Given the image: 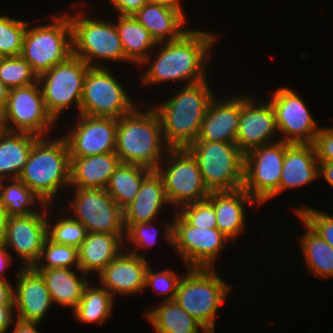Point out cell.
I'll return each mask as SVG.
<instances>
[{
    "mask_svg": "<svg viewBox=\"0 0 333 333\" xmlns=\"http://www.w3.org/2000/svg\"><path fill=\"white\" fill-rule=\"evenodd\" d=\"M239 95V96H238ZM210 101L196 141L235 143L241 115V95Z\"/></svg>",
    "mask_w": 333,
    "mask_h": 333,
    "instance_id": "22",
    "label": "cell"
},
{
    "mask_svg": "<svg viewBox=\"0 0 333 333\" xmlns=\"http://www.w3.org/2000/svg\"><path fill=\"white\" fill-rule=\"evenodd\" d=\"M149 1H152V2L158 3L160 5L174 9V10L180 12L186 19H188L186 16V13L182 7L183 3H181V0H149Z\"/></svg>",
    "mask_w": 333,
    "mask_h": 333,
    "instance_id": "52",
    "label": "cell"
},
{
    "mask_svg": "<svg viewBox=\"0 0 333 333\" xmlns=\"http://www.w3.org/2000/svg\"><path fill=\"white\" fill-rule=\"evenodd\" d=\"M150 260L123 249L98 275V283L114 298L132 296L146 290V270Z\"/></svg>",
    "mask_w": 333,
    "mask_h": 333,
    "instance_id": "21",
    "label": "cell"
},
{
    "mask_svg": "<svg viewBox=\"0 0 333 333\" xmlns=\"http://www.w3.org/2000/svg\"><path fill=\"white\" fill-rule=\"evenodd\" d=\"M259 103L251 94L241 95V115L235 143L244 154L280 140L271 102Z\"/></svg>",
    "mask_w": 333,
    "mask_h": 333,
    "instance_id": "18",
    "label": "cell"
},
{
    "mask_svg": "<svg viewBox=\"0 0 333 333\" xmlns=\"http://www.w3.org/2000/svg\"><path fill=\"white\" fill-rule=\"evenodd\" d=\"M1 129L25 132L39 137L52 136L57 123L47 112L37 82L9 90L7 106L0 117Z\"/></svg>",
    "mask_w": 333,
    "mask_h": 333,
    "instance_id": "13",
    "label": "cell"
},
{
    "mask_svg": "<svg viewBox=\"0 0 333 333\" xmlns=\"http://www.w3.org/2000/svg\"><path fill=\"white\" fill-rule=\"evenodd\" d=\"M156 43L180 39L187 31V19L178 11L149 1L132 15Z\"/></svg>",
    "mask_w": 333,
    "mask_h": 333,
    "instance_id": "26",
    "label": "cell"
},
{
    "mask_svg": "<svg viewBox=\"0 0 333 333\" xmlns=\"http://www.w3.org/2000/svg\"><path fill=\"white\" fill-rule=\"evenodd\" d=\"M151 171L139 165L120 162L111 175L105 190L124 209L135 199L143 179Z\"/></svg>",
    "mask_w": 333,
    "mask_h": 333,
    "instance_id": "35",
    "label": "cell"
},
{
    "mask_svg": "<svg viewBox=\"0 0 333 333\" xmlns=\"http://www.w3.org/2000/svg\"><path fill=\"white\" fill-rule=\"evenodd\" d=\"M14 323L15 325H12L14 327H11L12 328L11 333H40L37 327L41 323L25 322V321H20L18 319L14 320Z\"/></svg>",
    "mask_w": 333,
    "mask_h": 333,
    "instance_id": "50",
    "label": "cell"
},
{
    "mask_svg": "<svg viewBox=\"0 0 333 333\" xmlns=\"http://www.w3.org/2000/svg\"><path fill=\"white\" fill-rule=\"evenodd\" d=\"M46 238L47 204L37 213L8 217L2 243L22 260L21 267H33L40 259Z\"/></svg>",
    "mask_w": 333,
    "mask_h": 333,
    "instance_id": "17",
    "label": "cell"
},
{
    "mask_svg": "<svg viewBox=\"0 0 333 333\" xmlns=\"http://www.w3.org/2000/svg\"><path fill=\"white\" fill-rule=\"evenodd\" d=\"M35 269L79 268L78 249L46 238Z\"/></svg>",
    "mask_w": 333,
    "mask_h": 333,
    "instance_id": "38",
    "label": "cell"
},
{
    "mask_svg": "<svg viewBox=\"0 0 333 333\" xmlns=\"http://www.w3.org/2000/svg\"><path fill=\"white\" fill-rule=\"evenodd\" d=\"M319 179V162L313 144L285 142V158L279 193L300 188Z\"/></svg>",
    "mask_w": 333,
    "mask_h": 333,
    "instance_id": "25",
    "label": "cell"
},
{
    "mask_svg": "<svg viewBox=\"0 0 333 333\" xmlns=\"http://www.w3.org/2000/svg\"><path fill=\"white\" fill-rule=\"evenodd\" d=\"M156 305L143 313L154 333H202L205 330L175 300L159 301Z\"/></svg>",
    "mask_w": 333,
    "mask_h": 333,
    "instance_id": "31",
    "label": "cell"
},
{
    "mask_svg": "<svg viewBox=\"0 0 333 333\" xmlns=\"http://www.w3.org/2000/svg\"><path fill=\"white\" fill-rule=\"evenodd\" d=\"M304 233L297 239L304 258V268L323 281L333 277V247L325 242L298 215Z\"/></svg>",
    "mask_w": 333,
    "mask_h": 333,
    "instance_id": "32",
    "label": "cell"
},
{
    "mask_svg": "<svg viewBox=\"0 0 333 333\" xmlns=\"http://www.w3.org/2000/svg\"><path fill=\"white\" fill-rule=\"evenodd\" d=\"M163 224V237L174 248L188 268H214L216 261L231 240L217 228L190 225L177 211Z\"/></svg>",
    "mask_w": 333,
    "mask_h": 333,
    "instance_id": "7",
    "label": "cell"
},
{
    "mask_svg": "<svg viewBox=\"0 0 333 333\" xmlns=\"http://www.w3.org/2000/svg\"><path fill=\"white\" fill-rule=\"evenodd\" d=\"M13 283L0 280V306H14Z\"/></svg>",
    "mask_w": 333,
    "mask_h": 333,
    "instance_id": "48",
    "label": "cell"
},
{
    "mask_svg": "<svg viewBox=\"0 0 333 333\" xmlns=\"http://www.w3.org/2000/svg\"><path fill=\"white\" fill-rule=\"evenodd\" d=\"M186 268L179 281L175 301L206 330L215 332L221 305L231 293V284L216 268Z\"/></svg>",
    "mask_w": 333,
    "mask_h": 333,
    "instance_id": "5",
    "label": "cell"
},
{
    "mask_svg": "<svg viewBox=\"0 0 333 333\" xmlns=\"http://www.w3.org/2000/svg\"><path fill=\"white\" fill-rule=\"evenodd\" d=\"M190 225L202 228H217L214 204L207 198L203 201L181 206L176 210Z\"/></svg>",
    "mask_w": 333,
    "mask_h": 333,
    "instance_id": "44",
    "label": "cell"
},
{
    "mask_svg": "<svg viewBox=\"0 0 333 333\" xmlns=\"http://www.w3.org/2000/svg\"><path fill=\"white\" fill-rule=\"evenodd\" d=\"M7 219L8 215L6 213V209L0 201V243H2L4 239Z\"/></svg>",
    "mask_w": 333,
    "mask_h": 333,
    "instance_id": "54",
    "label": "cell"
},
{
    "mask_svg": "<svg viewBox=\"0 0 333 333\" xmlns=\"http://www.w3.org/2000/svg\"><path fill=\"white\" fill-rule=\"evenodd\" d=\"M0 201L6 209L8 217L27 216L37 213L46 205L41 198L18 178L2 179Z\"/></svg>",
    "mask_w": 333,
    "mask_h": 333,
    "instance_id": "36",
    "label": "cell"
},
{
    "mask_svg": "<svg viewBox=\"0 0 333 333\" xmlns=\"http://www.w3.org/2000/svg\"><path fill=\"white\" fill-rule=\"evenodd\" d=\"M285 142L277 141L244 154L242 188L261 206L279 195Z\"/></svg>",
    "mask_w": 333,
    "mask_h": 333,
    "instance_id": "14",
    "label": "cell"
},
{
    "mask_svg": "<svg viewBox=\"0 0 333 333\" xmlns=\"http://www.w3.org/2000/svg\"><path fill=\"white\" fill-rule=\"evenodd\" d=\"M14 306H0V333H7L15 320Z\"/></svg>",
    "mask_w": 333,
    "mask_h": 333,
    "instance_id": "47",
    "label": "cell"
},
{
    "mask_svg": "<svg viewBox=\"0 0 333 333\" xmlns=\"http://www.w3.org/2000/svg\"><path fill=\"white\" fill-rule=\"evenodd\" d=\"M164 207L172 206L166 197L164 183L157 170H152L142 181L135 199L123 209L124 224L154 222L162 218Z\"/></svg>",
    "mask_w": 333,
    "mask_h": 333,
    "instance_id": "24",
    "label": "cell"
},
{
    "mask_svg": "<svg viewBox=\"0 0 333 333\" xmlns=\"http://www.w3.org/2000/svg\"><path fill=\"white\" fill-rule=\"evenodd\" d=\"M0 15V51L5 57L20 56L28 20Z\"/></svg>",
    "mask_w": 333,
    "mask_h": 333,
    "instance_id": "39",
    "label": "cell"
},
{
    "mask_svg": "<svg viewBox=\"0 0 333 333\" xmlns=\"http://www.w3.org/2000/svg\"><path fill=\"white\" fill-rule=\"evenodd\" d=\"M137 107L117 119L115 153L122 163L156 170L169 149L160 118L152 106L146 110Z\"/></svg>",
    "mask_w": 333,
    "mask_h": 333,
    "instance_id": "3",
    "label": "cell"
},
{
    "mask_svg": "<svg viewBox=\"0 0 333 333\" xmlns=\"http://www.w3.org/2000/svg\"><path fill=\"white\" fill-rule=\"evenodd\" d=\"M89 68L83 59L72 54L64 62L38 76L45 108L57 124L62 118L60 116L70 110L71 106L76 107L79 115L84 81Z\"/></svg>",
    "mask_w": 333,
    "mask_h": 333,
    "instance_id": "10",
    "label": "cell"
},
{
    "mask_svg": "<svg viewBox=\"0 0 333 333\" xmlns=\"http://www.w3.org/2000/svg\"><path fill=\"white\" fill-rule=\"evenodd\" d=\"M202 333H215V332L205 329Z\"/></svg>",
    "mask_w": 333,
    "mask_h": 333,
    "instance_id": "56",
    "label": "cell"
},
{
    "mask_svg": "<svg viewBox=\"0 0 333 333\" xmlns=\"http://www.w3.org/2000/svg\"><path fill=\"white\" fill-rule=\"evenodd\" d=\"M115 10L116 15H133L140 10L149 0H108Z\"/></svg>",
    "mask_w": 333,
    "mask_h": 333,
    "instance_id": "46",
    "label": "cell"
},
{
    "mask_svg": "<svg viewBox=\"0 0 333 333\" xmlns=\"http://www.w3.org/2000/svg\"><path fill=\"white\" fill-rule=\"evenodd\" d=\"M208 199L214 204L217 229L232 243L246 232L247 206L260 205L243 189L210 192ZM239 237V238H238Z\"/></svg>",
    "mask_w": 333,
    "mask_h": 333,
    "instance_id": "23",
    "label": "cell"
},
{
    "mask_svg": "<svg viewBox=\"0 0 333 333\" xmlns=\"http://www.w3.org/2000/svg\"><path fill=\"white\" fill-rule=\"evenodd\" d=\"M52 209L55 210L47 204V237L54 243L73 246L78 249L88 234L86 227L64 212L63 208H60L62 214L60 215L59 212L58 217L57 215L54 217L53 214L55 215L56 211L53 212ZM50 212H53L52 215Z\"/></svg>",
    "mask_w": 333,
    "mask_h": 333,
    "instance_id": "37",
    "label": "cell"
},
{
    "mask_svg": "<svg viewBox=\"0 0 333 333\" xmlns=\"http://www.w3.org/2000/svg\"><path fill=\"white\" fill-rule=\"evenodd\" d=\"M111 67H90L84 81L80 115L119 119L138 104ZM132 99V100H131Z\"/></svg>",
    "mask_w": 333,
    "mask_h": 333,
    "instance_id": "12",
    "label": "cell"
},
{
    "mask_svg": "<svg viewBox=\"0 0 333 333\" xmlns=\"http://www.w3.org/2000/svg\"><path fill=\"white\" fill-rule=\"evenodd\" d=\"M43 277L54 305L70 308L79 304L90 277L79 268L36 269ZM80 274V275H79Z\"/></svg>",
    "mask_w": 333,
    "mask_h": 333,
    "instance_id": "29",
    "label": "cell"
},
{
    "mask_svg": "<svg viewBox=\"0 0 333 333\" xmlns=\"http://www.w3.org/2000/svg\"><path fill=\"white\" fill-rule=\"evenodd\" d=\"M114 299L99 283L96 285L90 280L83 290L79 304L72 311L73 316L83 324L101 325L113 315Z\"/></svg>",
    "mask_w": 333,
    "mask_h": 333,
    "instance_id": "34",
    "label": "cell"
},
{
    "mask_svg": "<svg viewBox=\"0 0 333 333\" xmlns=\"http://www.w3.org/2000/svg\"><path fill=\"white\" fill-rule=\"evenodd\" d=\"M12 259L11 253L6 249L3 243H0V280L9 281L7 276L5 277V269L8 270V266L10 267L12 264Z\"/></svg>",
    "mask_w": 333,
    "mask_h": 333,
    "instance_id": "49",
    "label": "cell"
},
{
    "mask_svg": "<svg viewBox=\"0 0 333 333\" xmlns=\"http://www.w3.org/2000/svg\"><path fill=\"white\" fill-rule=\"evenodd\" d=\"M5 58V56L1 53V51H0V63H1V61L3 60Z\"/></svg>",
    "mask_w": 333,
    "mask_h": 333,
    "instance_id": "55",
    "label": "cell"
},
{
    "mask_svg": "<svg viewBox=\"0 0 333 333\" xmlns=\"http://www.w3.org/2000/svg\"><path fill=\"white\" fill-rule=\"evenodd\" d=\"M153 265L149 263L146 270V289H153L158 295H164L160 301H173L176 297L178 284L183 274H177L171 269H162L160 271H154ZM148 287V288H147ZM151 287V288H150Z\"/></svg>",
    "mask_w": 333,
    "mask_h": 333,
    "instance_id": "42",
    "label": "cell"
},
{
    "mask_svg": "<svg viewBox=\"0 0 333 333\" xmlns=\"http://www.w3.org/2000/svg\"><path fill=\"white\" fill-rule=\"evenodd\" d=\"M38 138L39 136L30 133L0 129V179L20 176Z\"/></svg>",
    "mask_w": 333,
    "mask_h": 333,
    "instance_id": "30",
    "label": "cell"
},
{
    "mask_svg": "<svg viewBox=\"0 0 333 333\" xmlns=\"http://www.w3.org/2000/svg\"><path fill=\"white\" fill-rule=\"evenodd\" d=\"M78 9L68 13L72 27V54L90 67L106 68L109 67L108 61L130 63L124 56L115 22L89 17L85 10Z\"/></svg>",
    "mask_w": 333,
    "mask_h": 333,
    "instance_id": "6",
    "label": "cell"
},
{
    "mask_svg": "<svg viewBox=\"0 0 333 333\" xmlns=\"http://www.w3.org/2000/svg\"><path fill=\"white\" fill-rule=\"evenodd\" d=\"M0 80L9 89L24 87L38 81L37 74L20 55L5 57L0 63Z\"/></svg>",
    "mask_w": 333,
    "mask_h": 333,
    "instance_id": "40",
    "label": "cell"
},
{
    "mask_svg": "<svg viewBox=\"0 0 333 333\" xmlns=\"http://www.w3.org/2000/svg\"><path fill=\"white\" fill-rule=\"evenodd\" d=\"M125 234L90 233L78 248L79 269L98 275L124 249Z\"/></svg>",
    "mask_w": 333,
    "mask_h": 333,
    "instance_id": "27",
    "label": "cell"
},
{
    "mask_svg": "<svg viewBox=\"0 0 333 333\" xmlns=\"http://www.w3.org/2000/svg\"><path fill=\"white\" fill-rule=\"evenodd\" d=\"M293 211L296 213L295 216L298 215L326 243L333 247V215L306 204L298 208L295 206Z\"/></svg>",
    "mask_w": 333,
    "mask_h": 333,
    "instance_id": "43",
    "label": "cell"
},
{
    "mask_svg": "<svg viewBox=\"0 0 333 333\" xmlns=\"http://www.w3.org/2000/svg\"><path fill=\"white\" fill-rule=\"evenodd\" d=\"M209 84L207 79L183 86L173 96H167L168 99L151 103L160 118L163 139L169 149L188 148L198 139L208 105L216 95Z\"/></svg>",
    "mask_w": 333,
    "mask_h": 333,
    "instance_id": "2",
    "label": "cell"
},
{
    "mask_svg": "<svg viewBox=\"0 0 333 333\" xmlns=\"http://www.w3.org/2000/svg\"><path fill=\"white\" fill-rule=\"evenodd\" d=\"M74 126L64 133L70 157H87L115 152L117 119L75 115Z\"/></svg>",
    "mask_w": 333,
    "mask_h": 333,
    "instance_id": "19",
    "label": "cell"
},
{
    "mask_svg": "<svg viewBox=\"0 0 333 333\" xmlns=\"http://www.w3.org/2000/svg\"><path fill=\"white\" fill-rule=\"evenodd\" d=\"M271 94L269 101L275 111L280 141L313 144L321 127H318V121L301 96L284 86L278 87Z\"/></svg>",
    "mask_w": 333,
    "mask_h": 333,
    "instance_id": "16",
    "label": "cell"
},
{
    "mask_svg": "<svg viewBox=\"0 0 333 333\" xmlns=\"http://www.w3.org/2000/svg\"><path fill=\"white\" fill-rule=\"evenodd\" d=\"M49 23L28 21L21 56L39 76L72 55V27L68 12L51 14Z\"/></svg>",
    "mask_w": 333,
    "mask_h": 333,
    "instance_id": "8",
    "label": "cell"
},
{
    "mask_svg": "<svg viewBox=\"0 0 333 333\" xmlns=\"http://www.w3.org/2000/svg\"><path fill=\"white\" fill-rule=\"evenodd\" d=\"M187 149L197 160L209 192L242 188L244 153L236 143L195 141Z\"/></svg>",
    "mask_w": 333,
    "mask_h": 333,
    "instance_id": "9",
    "label": "cell"
},
{
    "mask_svg": "<svg viewBox=\"0 0 333 333\" xmlns=\"http://www.w3.org/2000/svg\"><path fill=\"white\" fill-rule=\"evenodd\" d=\"M154 223H138V224H124L125 227V238H124V249L128 248L131 253L138 255L142 258L149 259L147 257L148 249H151V246L154 247L157 238L159 239V230L157 225L154 227ZM128 243V245H127ZM132 244V245H131ZM133 246V247H132ZM133 248V249H131ZM141 249L142 251L141 253ZM147 249V250H146ZM132 250V251H131ZM139 250V251H138Z\"/></svg>",
    "mask_w": 333,
    "mask_h": 333,
    "instance_id": "41",
    "label": "cell"
},
{
    "mask_svg": "<svg viewBox=\"0 0 333 333\" xmlns=\"http://www.w3.org/2000/svg\"><path fill=\"white\" fill-rule=\"evenodd\" d=\"M218 38L215 32L190 28L178 40L157 43L153 50L155 53L152 52L139 65L146 68L141 75L140 86L151 87L169 82H184L183 85L188 86L209 79V60Z\"/></svg>",
    "mask_w": 333,
    "mask_h": 333,
    "instance_id": "1",
    "label": "cell"
},
{
    "mask_svg": "<svg viewBox=\"0 0 333 333\" xmlns=\"http://www.w3.org/2000/svg\"><path fill=\"white\" fill-rule=\"evenodd\" d=\"M116 18L115 25L124 56L131 64L139 66L153 52L157 43L132 15H117Z\"/></svg>",
    "mask_w": 333,
    "mask_h": 333,
    "instance_id": "33",
    "label": "cell"
},
{
    "mask_svg": "<svg viewBox=\"0 0 333 333\" xmlns=\"http://www.w3.org/2000/svg\"><path fill=\"white\" fill-rule=\"evenodd\" d=\"M70 185L76 188L105 189L111 175L120 164L115 152L87 157H70Z\"/></svg>",
    "mask_w": 333,
    "mask_h": 333,
    "instance_id": "28",
    "label": "cell"
},
{
    "mask_svg": "<svg viewBox=\"0 0 333 333\" xmlns=\"http://www.w3.org/2000/svg\"><path fill=\"white\" fill-rule=\"evenodd\" d=\"M72 189L74 196L71 195L73 198L66 202L69 206L64 209L73 219L81 222L88 232L125 234L123 209L105 189Z\"/></svg>",
    "mask_w": 333,
    "mask_h": 333,
    "instance_id": "15",
    "label": "cell"
},
{
    "mask_svg": "<svg viewBox=\"0 0 333 333\" xmlns=\"http://www.w3.org/2000/svg\"><path fill=\"white\" fill-rule=\"evenodd\" d=\"M9 90L10 89L6 85H4L0 80V117L2 116V114L6 109Z\"/></svg>",
    "mask_w": 333,
    "mask_h": 333,
    "instance_id": "53",
    "label": "cell"
},
{
    "mask_svg": "<svg viewBox=\"0 0 333 333\" xmlns=\"http://www.w3.org/2000/svg\"><path fill=\"white\" fill-rule=\"evenodd\" d=\"M156 170L162 177L172 209L203 201L210 194L198 162L187 148L168 149Z\"/></svg>",
    "mask_w": 333,
    "mask_h": 333,
    "instance_id": "11",
    "label": "cell"
},
{
    "mask_svg": "<svg viewBox=\"0 0 333 333\" xmlns=\"http://www.w3.org/2000/svg\"><path fill=\"white\" fill-rule=\"evenodd\" d=\"M320 177L324 178V181L333 188V162H319Z\"/></svg>",
    "mask_w": 333,
    "mask_h": 333,
    "instance_id": "51",
    "label": "cell"
},
{
    "mask_svg": "<svg viewBox=\"0 0 333 333\" xmlns=\"http://www.w3.org/2000/svg\"><path fill=\"white\" fill-rule=\"evenodd\" d=\"M13 284L15 319L42 323L54 303L41 274L34 267H20ZM16 282V283H15Z\"/></svg>",
    "mask_w": 333,
    "mask_h": 333,
    "instance_id": "20",
    "label": "cell"
},
{
    "mask_svg": "<svg viewBox=\"0 0 333 333\" xmlns=\"http://www.w3.org/2000/svg\"><path fill=\"white\" fill-rule=\"evenodd\" d=\"M313 146L318 162H333V126H321Z\"/></svg>",
    "mask_w": 333,
    "mask_h": 333,
    "instance_id": "45",
    "label": "cell"
},
{
    "mask_svg": "<svg viewBox=\"0 0 333 333\" xmlns=\"http://www.w3.org/2000/svg\"><path fill=\"white\" fill-rule=\"evenodd\" d=\"M59 136L62 137L57 136L53 139L51 136L39 137L33 144L27 162L18 177L45 204L51 206L57 197L59 199L58 194H62L67 187L69 189L70 185L69 147L65 137Z\"/></svg>",
    "mask_w": 333,
    "mask_h": 333,
    "instance_id": "4",
    "label": "cell"
}]
</instances>
